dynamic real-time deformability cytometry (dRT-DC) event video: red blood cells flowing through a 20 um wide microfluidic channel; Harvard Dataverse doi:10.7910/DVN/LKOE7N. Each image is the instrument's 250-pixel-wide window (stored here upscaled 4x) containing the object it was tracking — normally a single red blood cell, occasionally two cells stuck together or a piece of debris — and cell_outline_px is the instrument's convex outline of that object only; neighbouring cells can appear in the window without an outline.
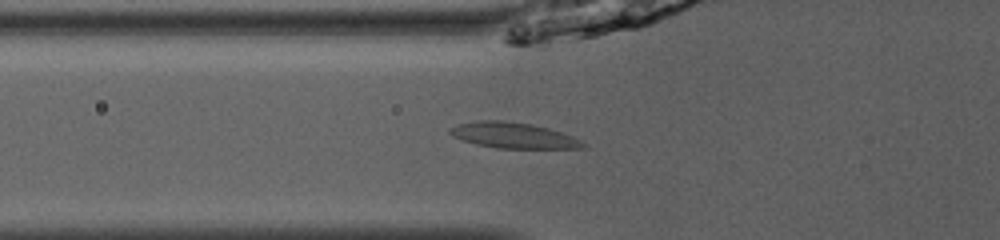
{"species": "common noctule bat (a hibernating species)", "species_latin": "Nyctalus noctula", "temperature_condition": "room temperature", "stored_images_in_passage": 39, "camera_frame_rate_fps": 3000, "um_per_image_px": 0.085, "animal": {"sex": "male", "body_mass_g": 13.0, "forearm_length_mm": 53.1}, "frame": {"image": 1, "passage_image": 10, "time_ms": 3.0, "image_size_px": [1000, 240], "cell_outline_px": [[584, 144], [580, 148], [496, 148], [476, 144], [460, 140], [452, 136], [448, 132], [448, 128], [460, 124], [476, 120], [504, 120], [532, 124], [548, 128], [572, 136], [580, 140]], "centroid_in_image_um": [43.55, 11.5], "position_along_channel_um": 82.3, "area_um2": 19.88}}
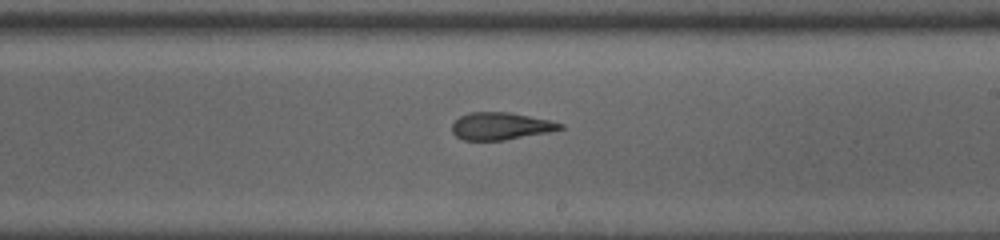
{"frame": {"image": 2, "passage_image": 22, "time_ms": 7.0, "image_size_px": [1000, 240], "cell_outline_px": [[564, 128], [548, 132], [504, 140], [464, 140], [456, 136], [452, 132], [452, 124], [460, 116], [468, 112], [508, 112], [548, 120], [564, 124]], "centroid_in_image_um": [42.53, 10.72], "position_along_channel_um": 246.5, "area_um2": 17.05}}
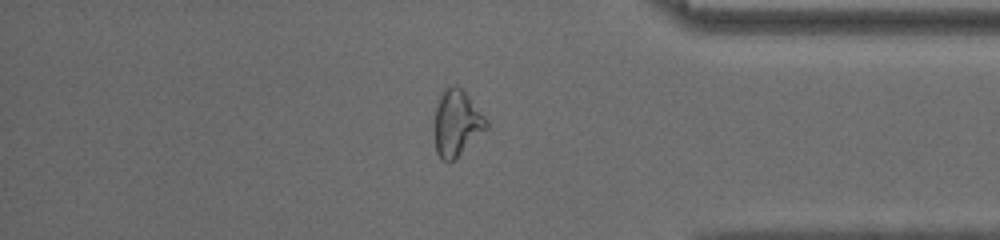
{"frame": {"image": 3, "passage_image": 34, "time_ms": 11.0, "image_size_px": [1000, 240], "cell_outline_px": [[488, 128], [456, 160], [440, 160], [436, 152], [436, 108], [440, 96], [444, 88], [460, 88], [468, 96], [488, 120]], "centroid_in_image_um": [38.86, 10.53], "position_along_channel_um": 396.3, "area_um2": 19.59}}